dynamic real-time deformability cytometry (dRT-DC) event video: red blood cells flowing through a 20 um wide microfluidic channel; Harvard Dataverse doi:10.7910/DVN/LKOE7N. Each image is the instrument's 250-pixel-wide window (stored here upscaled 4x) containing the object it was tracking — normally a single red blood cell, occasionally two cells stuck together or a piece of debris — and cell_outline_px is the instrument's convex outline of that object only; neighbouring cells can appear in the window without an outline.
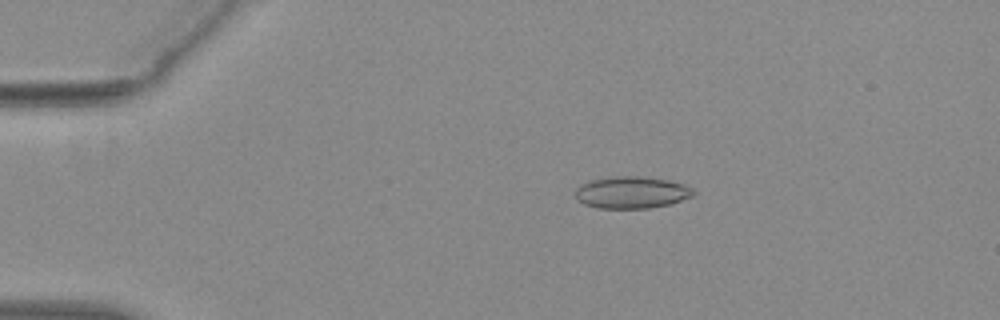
{"species": "common noctule bat (a hibernating species)", "species_latin": "Nyctalus noctula", "temperature_condition": "warm", "stored_images_in_passage": 45, "camera_frame_rate_fps": 3000, "um_per_image_px": 0.085, "animal": {"sex": "female", "body_mass_g": 29.2, "forearm_length_mm": 56.3}, "frame": {"image": 1, "passage_image": 2, "time_ms": 0.333, "image_size_px": [1000, 320], "cell_outline_px": [[696, 192], [692, 196], [672, 204], [648, 208], [596, 208], [584, 204], [576, 196], [576, 188], [580, 184], [592, 180], [616, 176], [640, 176], [668, 180], [684, 184], [692, 188]], "centroid_in_image_um": [53.71, 16.36], "position_along_channel_um": 31.3, "area_um2": 21.96}}
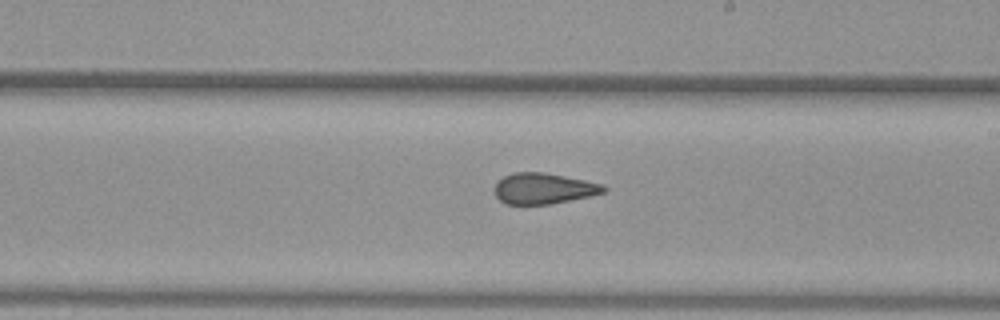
{"frame": {"image": 2, "passage_image": 23, "time_ms": 7.333, "image_size_px": [1000, 320], "cell_outline_px": [[608, 188], [604, 192], [592, 196], [552, 204], [504, 204], [496, 196], [496, 184], [504, 176], [512, 172], [544, 172], [604, 184]], "centroid_in_image_um": [46.24, 16.02], "position_along_channel_um": 242.8, "area_um2": 19.65}}
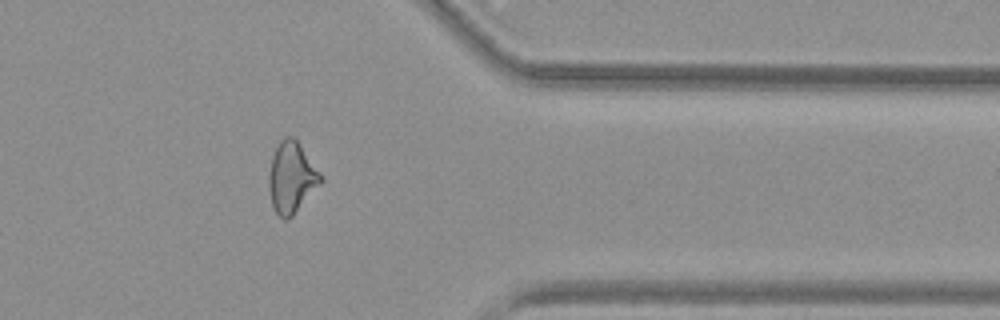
{"frame": {"image": 3, "passage_image": 35, "time_ms": 11.333, "image_size_px": [1000, 320], "cell_outline_px": [[324, 180], [292, 216], [288, 220], [284, 220], [272, 208], [268, 188], [268, 176], [272, 156], [280, 140], [284, 136], [292, 136], [296, 140], [320, 172]], "centroid_in_image_um": [24.76, 15.11], "position_along_channel_um": 386.6, "area_um2": 21.39}, "authors_computed_cell_mechanics": {"area_um2": 20.9814, "velocity_mm_per_s": 3.9079, "shape_relaxation_time_tau1_ms": null, "shape_relaxation_time_tau2_ms": 2.0203, "deformation_change_tau1": null, "deformation_change_tau2": 0.0874}}